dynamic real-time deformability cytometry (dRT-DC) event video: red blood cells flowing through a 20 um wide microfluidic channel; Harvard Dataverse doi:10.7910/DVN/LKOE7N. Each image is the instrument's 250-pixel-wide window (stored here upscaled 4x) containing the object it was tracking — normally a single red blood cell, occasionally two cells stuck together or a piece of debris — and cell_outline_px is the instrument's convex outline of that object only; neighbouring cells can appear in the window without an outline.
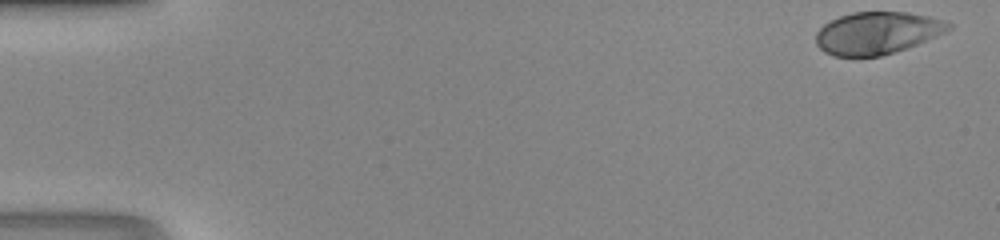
{"species": "human", "species_latin": "Homo sapiens", "temperature_condition": "room temperature", "stored_images_in_passage": 41, "camera_frame_rate_fps": 3000, "um_per_image_px": 0.085, "donor": {"sex": "male"}, "frame": {"image": 1, "passage_image": 1, "time_ms": 0.0, "image_size_px": [1000, 240], "cell_outline_px": [[952, 28], [944, 32], [916, 44], [880, 56], [836, 56], [824, 52], [816, 44], [816, 32], [824, 24], [840, 16], [852, 12], [908, 12], [928, 16], [944, 20], [952, 24]], "centroid_in_image_um": [74.54, 2.79], "position_along_channel_um": 10.5, "area_um2": 32.31}}
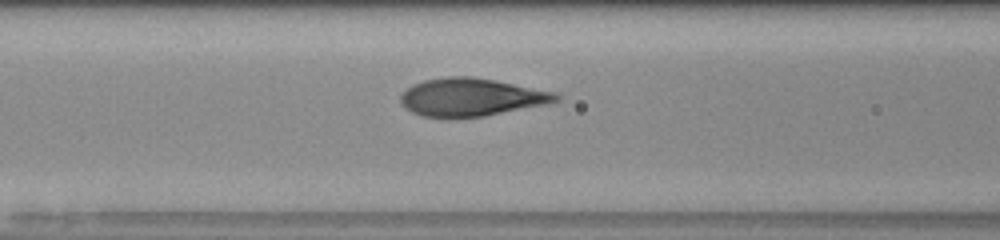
{"frame": {"image": 2, "passage_image": 20, "time_ms": 6.333, "image_size_px": [1000, 240], "cell_outline_px": [[564, 96], [560, 100], [548, 104], [484, 116], [424, 116], [412, 112], [400, 100], [400, 96], [408, 88], [424, 80], [448, 76], [472, 76], [496, 80], [556, 92]], "centroid_in_image_um": [40.16, 8.24], "position_along_channel_um": 126.4, "area_um2": 33.93}}
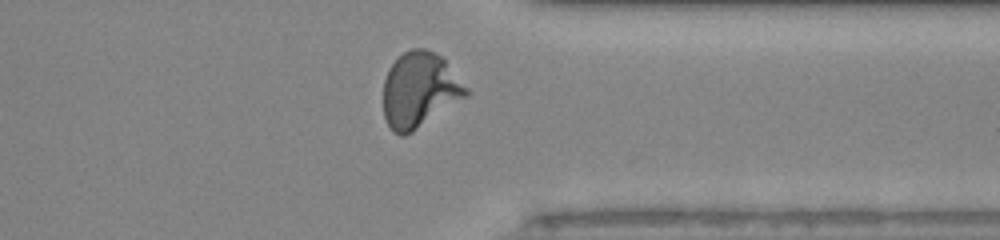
{"frame": {"image": 3, "passage_image": 37, "time_ms": 12.0, "image_size_px": [1000, 240], "cell_outline_px": [[468, 96], [412, 132], [404, 136], [400, 136], [392, 132], [384, 116], [384, 80], [388, 68], [404, 52], [412, 48], [424, 48], [444, 56], [468, 88]], "centroid_in_image_um": [35.68, 7.64], "position_along_channel_um": 375.7, "area_um2": 36.59}}